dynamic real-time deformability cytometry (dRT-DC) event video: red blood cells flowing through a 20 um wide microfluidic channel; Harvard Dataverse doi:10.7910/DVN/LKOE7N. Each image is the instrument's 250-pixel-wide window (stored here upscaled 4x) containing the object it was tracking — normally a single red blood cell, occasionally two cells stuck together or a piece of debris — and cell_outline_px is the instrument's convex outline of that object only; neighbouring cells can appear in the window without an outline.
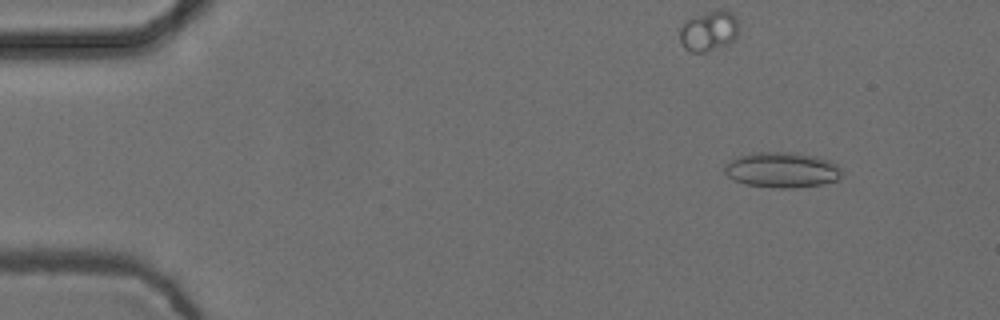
{"species": "common noctule bat (a hibernating species)", "species_latin": "Nyctalus noctula", "temperature_condition": "cold", "stored_images_in_passage": 44, "camera_frame_rate_fps": 3000, "um_per_image_px": 0.085, "animal": {"sex": "female", "body_mass_g": 24.6, "forearm_length_mm": 56.2}, "frame": {"image": 1, "passage_image": 6, "time_ms": 1.667, "image_size_px": [1000, 320], "cell_outline_px": [[844, 172], [836, 180], [820, 184], [792, 188], [780, 188], [744, 184], [732, 180], [724, 172], [724, 164], [736, 156], [752, 152], [796, 152], [816, 156], [832, 160]], "centroid_in_image_um": [66.44, 14.42], "position_along_channel_um": 18.6, "area_um2": 24.57}}
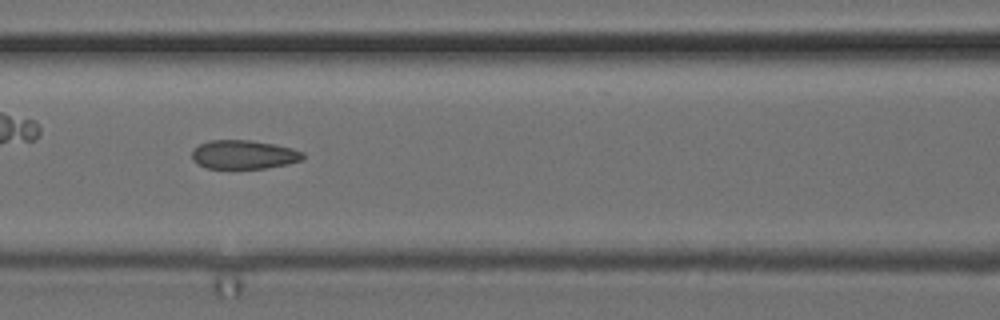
{"frame": {"image": 2, "passage_image": 24, "time_ms": 7.667, "image_size_px": [1000, 320], "cell_outline_px": [[304, 160], [288, 164], [264, 168], [208, 168], [192, 160], [192, 152], [200, 144], [208, 140], [252, 140], [276, 144], [292, 148], [304, 152]], "centroid_in_image_um": [20.77, 13.13], "position_along_channel_um": 145.8, "area_um2": 18.67}}
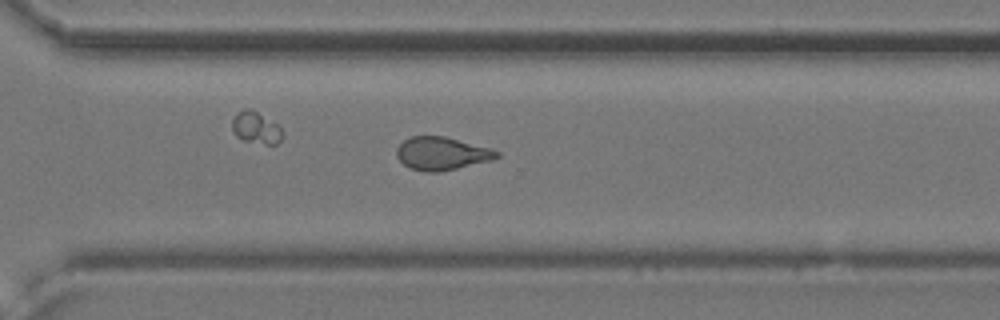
{"frame": {"image": 3, "passage_image": 39, "time_ms": 12.667, "image_size_px": [1000, 320], "cell_outline_px": [[500, 156], [492, 160], [440, 172], [424, 172], [408, 168], [396, 156], [396, 148], [404, 140], [412, 136], [444, 136], [492, 148], [500, 152]], "centroid_in_image_um": [37.55, 13.05], "position_along_channel_um": 333.0, "area_um2": 19.42}, "authors_computed_cell_mechanics": {"area_um2": 20.4323, "velocity_mm_per_s": 3.7563, "shape_relaxation_time_tau1_ms": null, "shape_relaxation_time_tau2_ms": 1.5493, "deformation_change_tau1": null, "deformation_change_tau2": 0.0634}}